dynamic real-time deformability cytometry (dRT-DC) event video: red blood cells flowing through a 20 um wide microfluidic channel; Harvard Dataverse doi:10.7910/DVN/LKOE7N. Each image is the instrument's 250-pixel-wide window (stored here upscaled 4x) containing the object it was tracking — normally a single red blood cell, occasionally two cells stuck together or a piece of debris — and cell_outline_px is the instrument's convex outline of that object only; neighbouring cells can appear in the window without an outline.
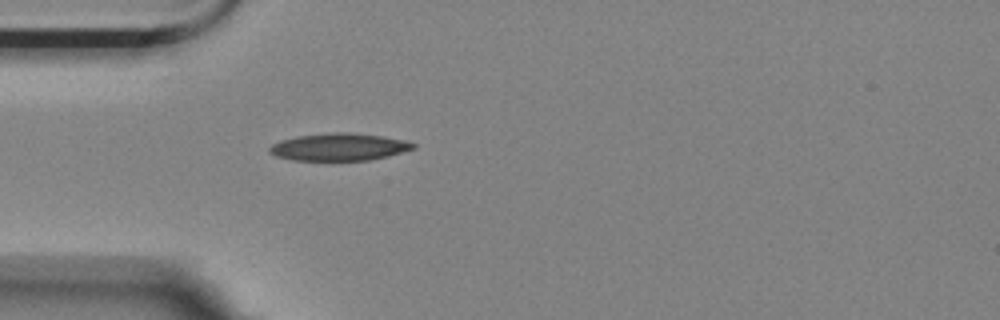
{"species": "Egyptian fruit bat (a non-hibernating species)", "species_latin": "Rousettus aegyptiacus", "temperature_condition": "room temperature", "stored_images_in_passage": 41, "camera_frame_rate_fps": 3000, "um_per_image_px": 0.085, "animal": {"sex": "female"}, "frame": {"image": 1, "passage_image": 1, "time_ms": 0.0, "image_size_px": [1000, 320], "cell_outline_px": [[416, 148], [388, 156], [368, 160], [292, 160], [276, 156], [268, 152], [268, 148], [272, 144], [280, 140], [296, 136], [336, 132], [344, 132], [380, 136], [404, 140], [416, 144]], "centroid_in_image_um": [28.79, 12.49], "position_along_channel_um": 56.2, "area_um2": 22.77}}
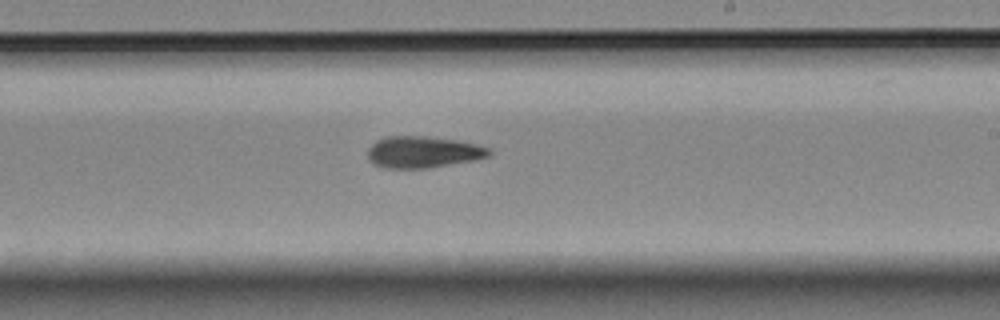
{"frame": {"image": 2, "passage_image": 18, "time_ms": 5.667, "image_size_px": [1000, 320], "cell_outline_px": [[492, 156], [476, 160], [428, 168], [384, 168], [376, 164], [368, 156], [368, 148], [376, 140], [384, 136], [428, 136], [456, 140], [476, 144], [492, 148]], "centroid_in_image_um": [36.02, 12.91], "position_along_channel_um": 253.0, "area_um2": 22.54}}
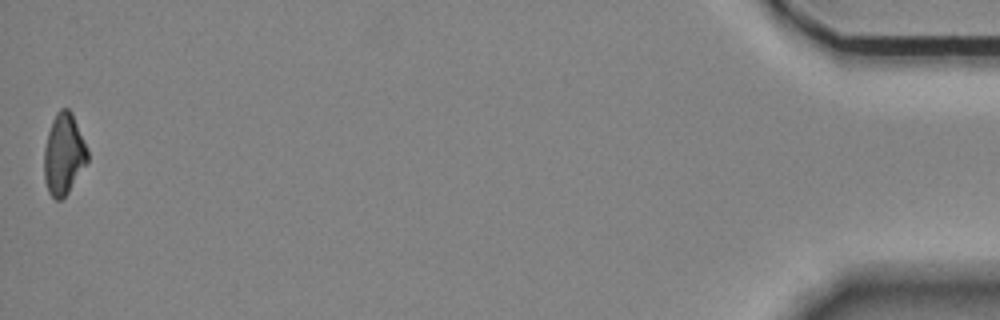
{"frame": {"image": 3, "passage_image": 41, "time_ms": 13.333, "image_size_px": [1000, 320], "cell_outline_px": [[88, 160], [68, 192], [60, 200], [56, 200], [48, 192], [44, 180], [44, 148], [48, 132], [52, 120], [56, 112], [60, 108], [68, 108], [72, 112], [88, 148]], "centroid_in_image_um": [5.41, 13.08], "position_along_channel_um": 429.8, "area_um2": 20.58}}